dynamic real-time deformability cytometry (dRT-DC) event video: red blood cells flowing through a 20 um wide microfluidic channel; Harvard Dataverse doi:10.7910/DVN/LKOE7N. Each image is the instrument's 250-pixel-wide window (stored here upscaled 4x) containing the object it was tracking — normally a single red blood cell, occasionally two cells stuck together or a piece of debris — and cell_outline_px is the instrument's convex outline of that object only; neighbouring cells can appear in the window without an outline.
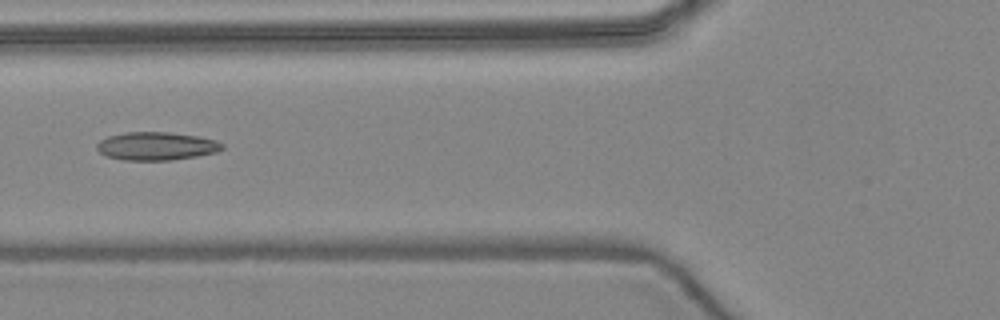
{"species": "common noctule bat (a hibernating species)", "species_latin": "Nyctalus noctula", "temperature_condition": "warm", "stored_images_in_passage": 6, "camera_frame_rate_fps": 3000, "um_per_image_px": 0.085, "animal": {"sex": "female", "body_mass_g": 24.6, "forearm_length_mm": 56.2}, "frame": {"image": 1, "passage_image": 6, "time_ms": 6.0, "image_size_px": [1000, 320], "cell_outline_px": [[224, 148], [216, 152], [196, 156], [172, 160], [124, 160], [104, 156], [96, 148], [96, 144], [100, 140], [108, 136], [124, 132], [168, 132], [200, 136], [216, 140], [224, 144]], "centroid_in_image_um": [13.28, 12.41], "position_along_channel_um": 112.5, "area_um2": 20.75}}